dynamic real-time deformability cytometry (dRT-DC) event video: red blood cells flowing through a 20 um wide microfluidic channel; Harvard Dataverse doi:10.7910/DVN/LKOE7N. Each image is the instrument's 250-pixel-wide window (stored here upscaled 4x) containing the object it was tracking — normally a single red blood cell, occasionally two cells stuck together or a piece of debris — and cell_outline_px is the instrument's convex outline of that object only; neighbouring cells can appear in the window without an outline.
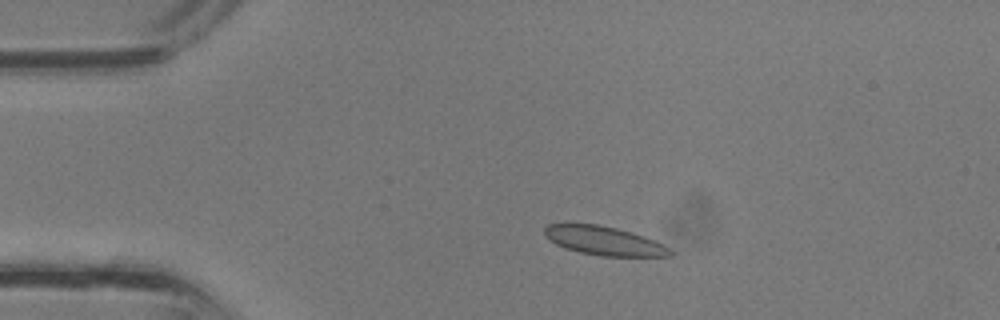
{"species": "common noctule bat (a hibernating species)", "species_latin": "Nyctalus noctula", "temperature_condition": "room temperature", "stored_images_in_passage": 30, "camera_frame_rate_fps": 3000, "um_per_image_px": 0.085, "animal": {"sex": "male", "body_mass_g": 13.3}, "frame": {"image": 1, "passage_image": 1, "time_ms": 0.0, "image_size_px": [1000, 320], "cell_outline_px": [[676, 252], [672, 256], [600, 256], [580, 252], [564, 248], [556, 244], [544, 236], [544, 228], [548, 224], [600, 224], [616, 228], [644, 236], [664, 244]], "centroid_in_image_um": [51.37, 20.47], "position_along_channel_um": 33.6, "area_um2": 21.21}}
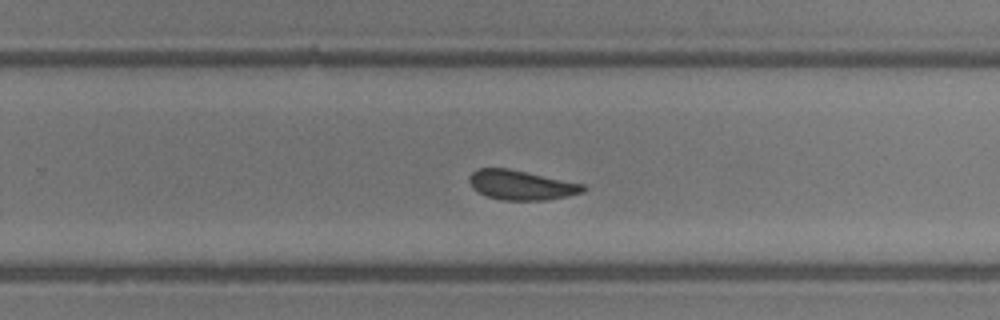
{"frame": {"image": 2, "passage_image": 17, "time_ms": 5.333, "image_size_px": [1000, 320], "cell_outline_px": [[588, 188], [584, 192], [568, 196], [548, 200], [500, 200], [488, 196], [472, 188], [468, 180], [468, 176], [476, 168], [508, 168], [584, 184]], "centroid_in_image_um": [44.31, 15.73], "position_along_channel_um": 285.5, "area_um2": 19.77}}
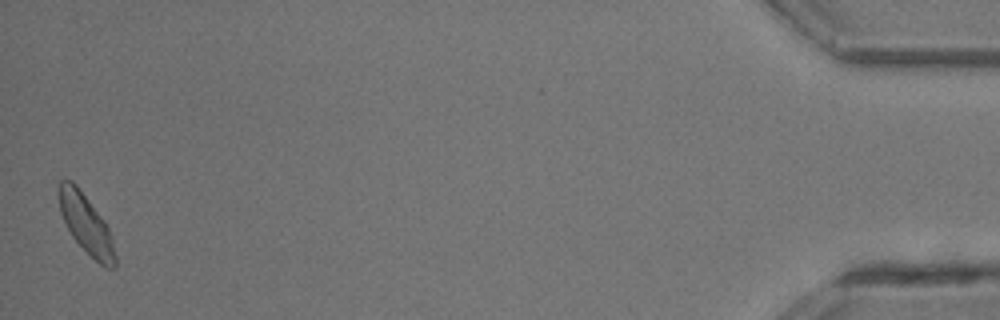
{"frame": {"image": 3, "passage_image": 30, "time_ms": 9.667, "image_size_px": [1000, 320], "cell_outline_px": [[116, 268], [108, 268], [100, 264], [72, 236], [60, 212], [60, 180], [72, 180], [76, 184], [104, 220], [112, 236], [116, 256]], "centroid_in_image_um": [7.36, 19.07], "position_along_channel_um": 427.8, "area_um2": 18.84}}